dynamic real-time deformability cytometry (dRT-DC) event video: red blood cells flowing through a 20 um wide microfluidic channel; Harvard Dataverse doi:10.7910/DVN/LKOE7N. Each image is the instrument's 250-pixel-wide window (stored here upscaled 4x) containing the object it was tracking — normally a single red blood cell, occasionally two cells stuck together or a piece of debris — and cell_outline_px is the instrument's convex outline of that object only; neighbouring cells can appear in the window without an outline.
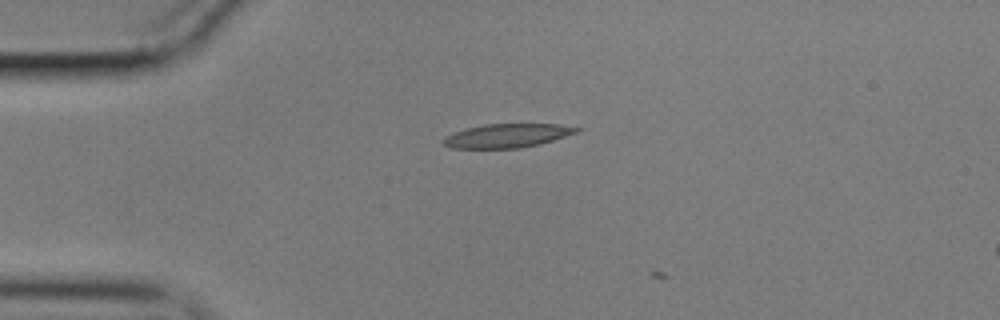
{"species": "common noctule bat (a hibernating species)", "species_latin": "Nyctalus noctula", "temperature_condition": "cold", "stored_images_in_passage": 5, "camera_frame_rate_fps": 3000, "um_per_image_px": 0.085, "animal": {"sex": "male", "body_mass_g": 17.9}, "frame": {"image": 1, "passage_image": 4, "time_ms": 1.0, "image_size_px": [1000, 320], "cell_outline_px": [[584, 128], [580, 132], [540, 144], [520, 148], [452, 148], [444, 144], [444, 140], [448, 136], [464, 128], [484, 124], [560, 124]], "centroid_in_image_um": [43.21, 11.52], "position_along_channel_um": 41.8, "area_um2": 18.5}}